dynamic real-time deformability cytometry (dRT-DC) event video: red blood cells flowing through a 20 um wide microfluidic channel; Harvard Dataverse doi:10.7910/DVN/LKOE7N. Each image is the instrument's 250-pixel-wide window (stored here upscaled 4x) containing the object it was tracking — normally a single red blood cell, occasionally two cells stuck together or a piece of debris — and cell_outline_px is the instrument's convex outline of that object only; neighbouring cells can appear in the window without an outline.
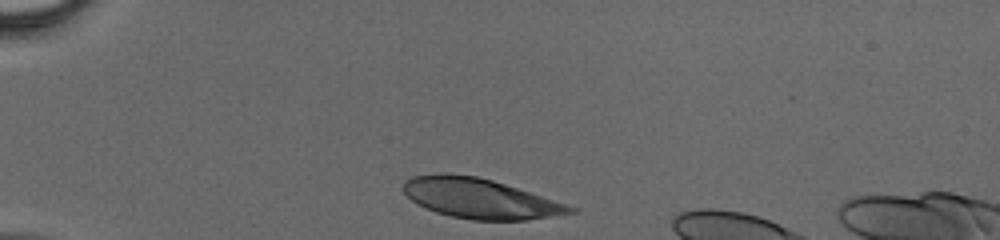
{"species": "human", "species_latin": "Homo sapiens", "temperature_condition": "cold", "stored_images_in_passage": 28, "camera_frame_rate_fps": 3000, "um_per_image_px": 0.085, "donor": {"sex": "male"}, "frame": {"image": 1, "passage_image": 1, "time_ms": 0.0, "image_size_px": [1000, 240], "cell_outline_px": [[576, 212], [524, 220], [472, 220], [452, 216], [436, 212], [424, 208], [416, 204], [404, 192], [404, 180], [412, 176], [476, 176], [492, 180], [576, 208]], "centroid_in_image_um": [40.77, 16.91], "position_along_channel_um": 44.2, "area_um2": 37.34}}
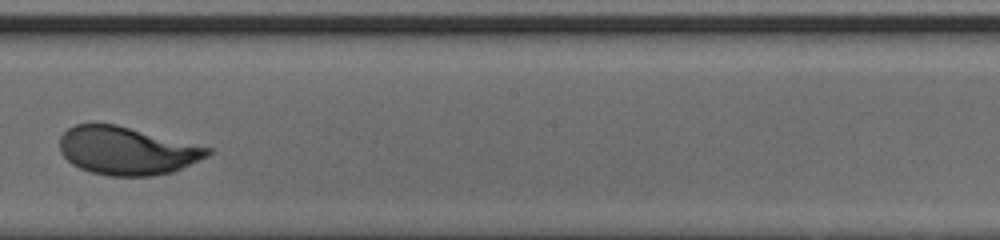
{"frame": {"image": 2, "passage_image": 17, "time_ms": 5.333, "image_size_px": [1000, 240], "cell_outline_px": [[212, 152], [208, 156], [172, 172], [152, 176], [108, 176], [92, 172], [80, 168], [72, 164], [60, 152], [60, 136], [68, 128], [76, 124], [116, 124], [212, 148]], "centroid_in_image_um": [10.77, 12.81], "position_along_channel_um": 237.4, "area_um2": 41.27}}
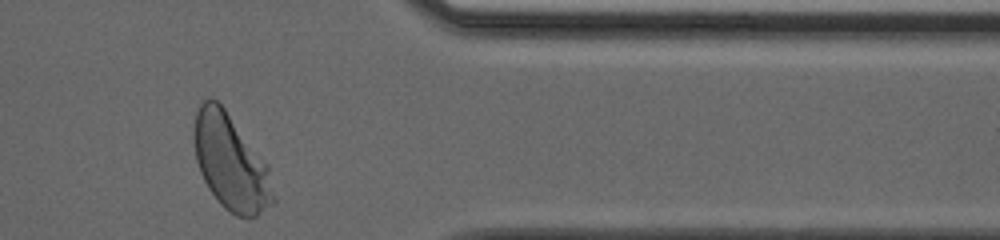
{"frame": {"image": 3, "passage_image": 28, "time_ms": 9.0, "image_size_px": [1000, 240], "cell_outline_px": [[276, 200], [272, 204], [256, 216], [236, 216], [224, 208], [220, 204], [208, 188], [200, 172], [196, 160], [192, 140], [192, 128], [196, 112], [200, 104], [204, 100], [216, 100], [224, 108], [268, 164]], "centroid_in_image_um": [19.6, 13.81], "position_along_channel_um": 391.8, "area_um2": 44.22}}